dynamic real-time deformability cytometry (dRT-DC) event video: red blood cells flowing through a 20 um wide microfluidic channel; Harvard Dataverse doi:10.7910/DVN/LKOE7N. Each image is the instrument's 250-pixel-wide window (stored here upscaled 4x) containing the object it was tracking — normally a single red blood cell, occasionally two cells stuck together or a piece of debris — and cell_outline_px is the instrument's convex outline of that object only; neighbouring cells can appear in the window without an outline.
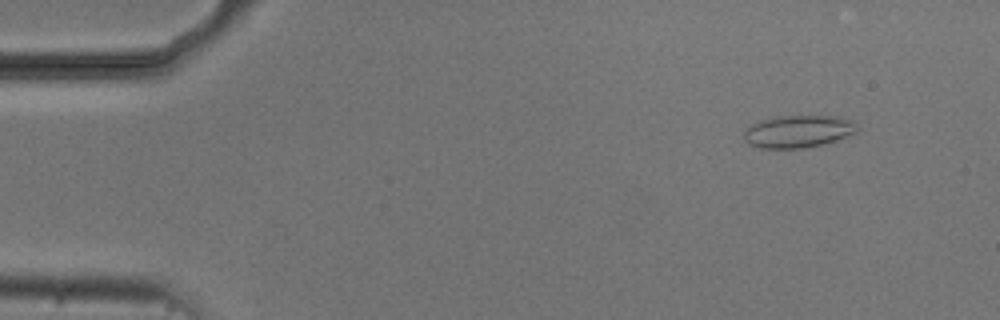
{"species": "common noctule bat (a hibernating species)", "species_latin": "Nyctalus noctula", "temperature_condition": "cold", "stored_images_in_passage": 6, "camera_frame_rate_fps": 3000, "um_per_image_px": 0.085, "animal": {"sex": "male", "body_mass_g": 20.5, "forearm_length_mm": 52.5}, "frame": {"image": 1, "passage_image": 6, "time_ms": 6.333, "image_size_px": [1000, 320], "cell_outline_px": [[860, 128], [856, 132], [836, 140], [824, 144], [804, 148], [760, 148], [748, 144], [744, 140], [744, 132], [752, 124], [760, 120], [780, 116], [836, 116], [852, 120]], "centroid_in_image_um": [67.85, 11.17], "position_along_channel_um": 17.1, "area_um2": 21.39}}